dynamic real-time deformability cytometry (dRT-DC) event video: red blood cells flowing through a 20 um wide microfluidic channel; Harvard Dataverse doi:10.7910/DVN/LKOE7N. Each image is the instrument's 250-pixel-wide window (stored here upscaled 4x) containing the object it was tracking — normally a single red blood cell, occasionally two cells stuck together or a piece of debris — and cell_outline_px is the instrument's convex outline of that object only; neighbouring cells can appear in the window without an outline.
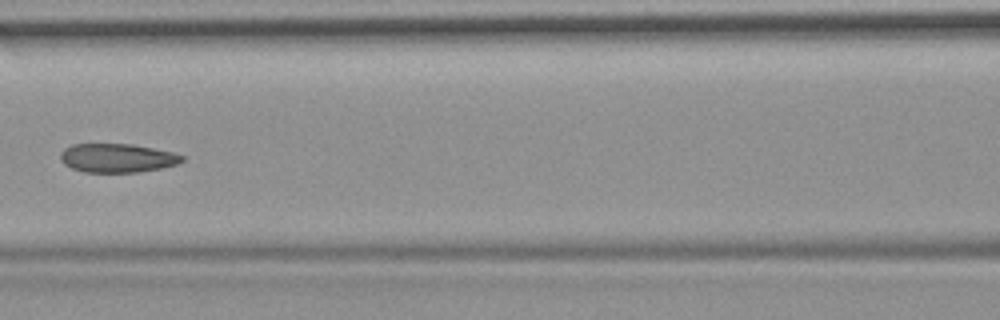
{"species": "common noctule bat (a hibernating species)", "species_latin": "Nyctalus noctula", "temperature_condition": "room temperature", "stored_images_in_passage": 9, "camera_frame_rate_fps": 3000, "um_per_image_px": 0.085, "animal": {"sex": "female", "body_mass_g": 19.9}, "frame": {"image": 1, "passage_image": 6, "time_ms": 1.667, "image_size_px": [1000, 320], "cell_outline_px": [[184, 160], [176, 164], [164, 168], [140, 172], [84, 172], [72, 168], [64, 164], [60, 160], [60, 152], [64, 148], [72, 144], [132, 144], [172, 152], [184, 156]], "centroid_in_image_um": [9.95, 13.43], "position_along_channel_um": 156.6, "area_um2": 20.52}}
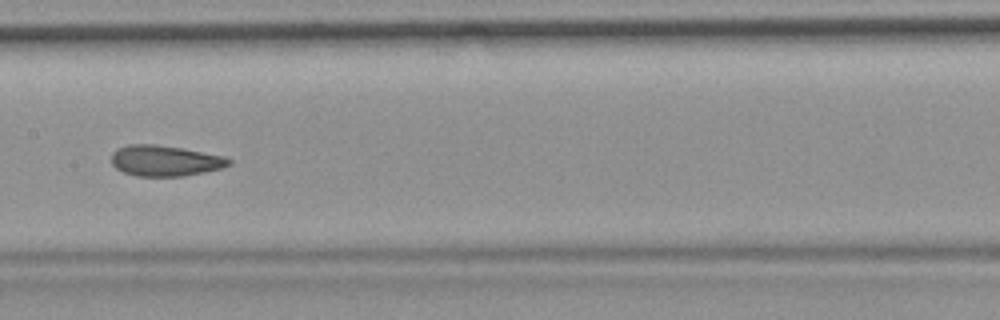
{"frame": {"image": 2, "passage_image": 7, "time_ms": 2.0, "image_size_px": [1000, 320], "cell_outline_px": [[232, 164], [220, 168], [204, 172], [184, 176], [136, 176], [124, 172], [116, 168], [112, 164], [112, 152], [116, 148], [128, 144], [156, 144], [180, 148], [224, 156], [232, 160]], "centroid_in_image_um": [14.01, 13.66], "position_along_channel_um": 193.4, "area_um2": 21.04}}